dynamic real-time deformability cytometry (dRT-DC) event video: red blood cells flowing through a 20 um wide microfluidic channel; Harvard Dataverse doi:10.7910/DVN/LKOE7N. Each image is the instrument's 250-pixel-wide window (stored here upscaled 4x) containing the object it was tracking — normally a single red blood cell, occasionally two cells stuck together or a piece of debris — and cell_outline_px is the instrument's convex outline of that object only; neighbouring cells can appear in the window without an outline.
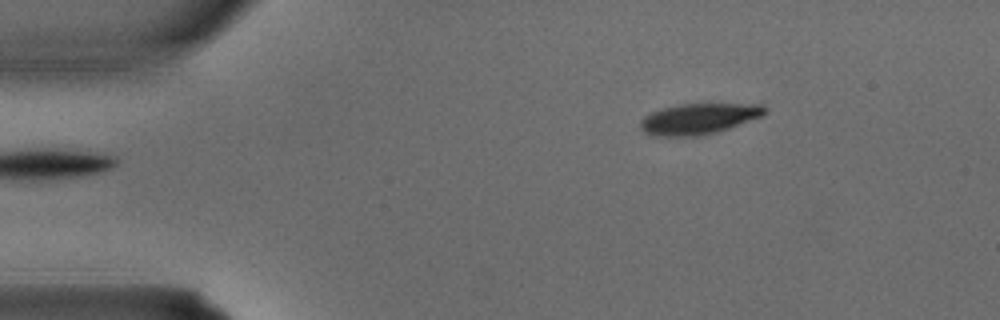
{"species": "common noctule bat (a hibernating species)", "species_latin": "Nyctalus noctula", "temperature_condition": "warm", "stored_images_in_passage": 2, "camera_frame_rate_fps": 3000, "um_per_image_px": 0.085, "animal": {"sex": "male", "body_mass_g": 15.6}, "frame": {"image": 1, "passage_image": 2, "time_ms": 0.333, "image_size_px": [1000, 320], "cell_outline_px": [[768, 112], [764, 116], [716, 132], [696, 136], [656, 136], [644, 132], [640, 128], [640, 120], [644, 116], [660, 108], [680, 104], [764, 104], [768, 108]], "centroid_in_image_um": [59.42, 10.08], "position_along_channel_um": 25.6, "area_um2": 22.48}}